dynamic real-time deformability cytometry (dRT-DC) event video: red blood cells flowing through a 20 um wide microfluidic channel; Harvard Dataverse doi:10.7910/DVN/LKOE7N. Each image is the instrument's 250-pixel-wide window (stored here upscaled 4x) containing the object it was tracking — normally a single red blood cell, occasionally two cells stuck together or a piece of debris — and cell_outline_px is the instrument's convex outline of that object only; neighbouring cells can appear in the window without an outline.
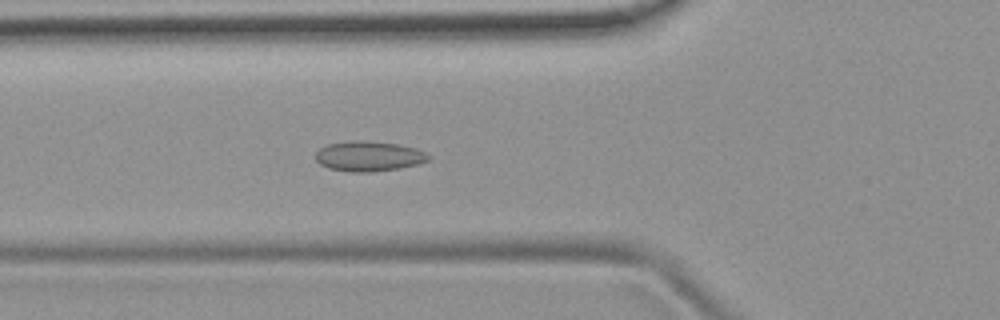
{"species": "common noctule bat (a hibernating species)", "species_latin": "Nyctalus noctula", "temperature_condition": "room temperature", "stored_images_in_passage": 52, "camera_frame_rate_fps": 3000, "um_per_image_px": 0.085, "animal": {"sex": "female", "body_mass_g": 19.9}, "frame": {"image": 1, "passage_image": 19, "time_ms": 6.0, "image_size_px": [1000, 320], "cell_outline_px": [[432, 156], [428, 160], [420, 164], [400, 168], [372, 172], [348, 172], [328, 168], [320, 164], [316, 160], [316, 152], [320, 148], [328, 144], [352, 140], [364, 140], [396, 144], [416, 148]], "centroid_in_image_um": [31.35, 13.28], "position_along_channel_um": 94.5, "area_um2": 19.94}}
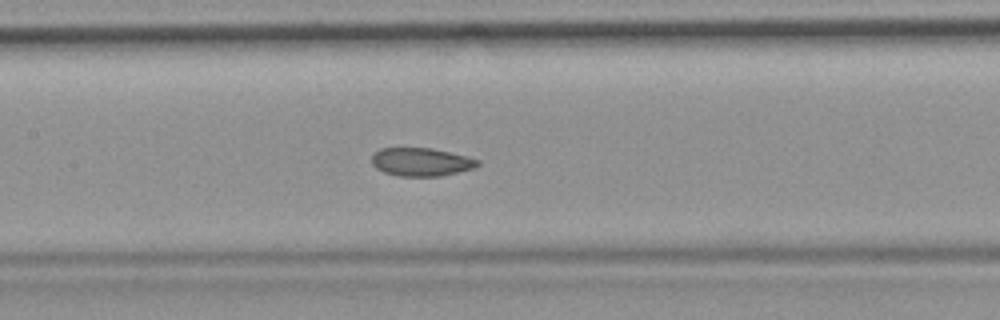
{"frame": {"image": 2, "passage_image": 25, "time_ms": 8.0, "image_size_px": [1000, 320], "cell_outline_px": [[480, 164], [476, 168], [440, 176], [400, 176], [384, 172], [376, 168], [372, 164], [372, 156], [380, 148], [432, 148], [468, 156], [480, 160]], "centroid_in_image_um": [35.84, 13.76], "position_along_channel_um": 171.6, "area_um2": 17.51}}
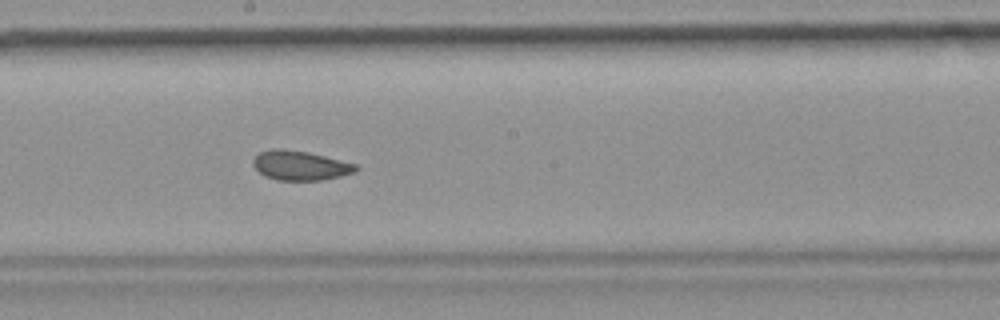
{"frame": {"image": 3, "passage_image": 29, "time_ms": 9.333, "image_size_px": [1000, 320], "cell_outline_px": [[360, 168], [356, 172], [340, 176], [320, 180], [276, 180], [264, 176], [252, 164], [252, 160], [260, 152], [272, 148], [280, 148], [308, 152], [356, 164]], "centroid_in_image_um": [25.51, 14.06], "position_along_channel_um": 222.7, "area_um2": 17.63}, "authors_computed_cell_mechanics": {"area_um2": 18.5538, "velocity_mm_per_s": 3.8478, "shape_relaxation_time_tau1_ms": null, "shape_relaxation_time_tau2_ms": 1.5639, "deformation_change_tau1": null, "deformation_change_tau2": 0.0443}}